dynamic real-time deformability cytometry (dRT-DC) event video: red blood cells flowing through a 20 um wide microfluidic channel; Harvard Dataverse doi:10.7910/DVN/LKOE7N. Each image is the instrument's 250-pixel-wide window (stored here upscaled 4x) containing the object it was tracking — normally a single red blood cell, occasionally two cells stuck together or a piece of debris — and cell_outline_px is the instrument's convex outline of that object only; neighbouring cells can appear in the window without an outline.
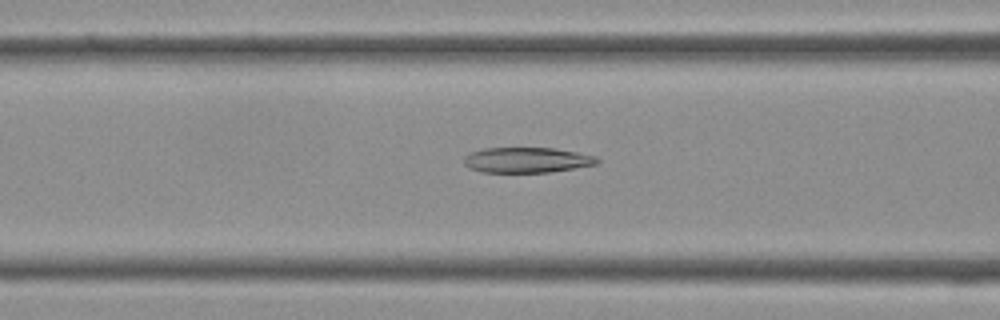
{"species": "Egyptian fruit bat (a non-hibernating species)", "species_latin": "Rousettus aegyptiacus", "temperature_condition": "cold", "stored_images_in_passage": 39, "camera_frame_rate_fps": 3000, "um_per_image_px": 0.085, "frame": {"image": 1, "passage_image": 15, "time_ms": 4.667, "image_size_px": [1000, 320], "cell_outline_px": [[600, 160], [596, 164], [548, 172], [484, 172], [468, 168], [464, 164], [464, 156], [472, 152], [484, 148], [556, 148], [596, 156]], "centroid_in_image_um": [44.76, 13.59], "position_along_channel_um": 121.8, "area_um2": 19.54}}
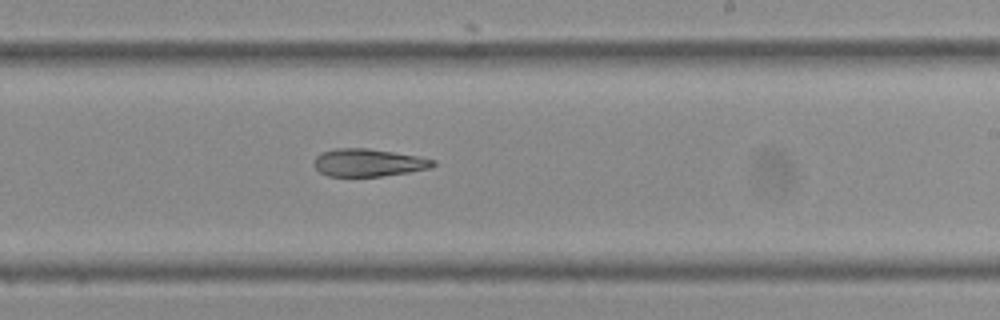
{"frame": {"image": 2, "passage_image": 23, "time_ms": 7.333, "image_size_px": [1000, 320], "cell_outline_px": [[436, 164], [432, 168], [408, 172], [380, 176], [328, 176], [320, 172], [312, 164], [316, 156], [320, 152], [336, 148], [368, 148], [420, 156], [436, 160]], "centroid_in_image_um": [31.32, 13.81], "position_along_channel_um": 257.7, "area_um2": 19.36}}
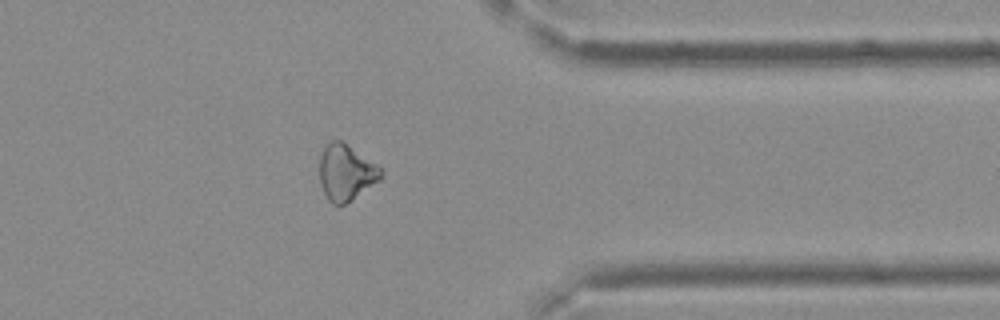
{"frame": {"image": 3, "passage_image": 31, "time_ms": 10.0, "image_size_px": [1000, 320], "cell_outline_px": [[384, 172], [380, 180], [352, 200], [344, 204], [332, 204], [328, 200], [320, 184], [320, 156], [324, 148], [332, 140], [340, 140], [376, 164]], "centroid_in_image_um": [29.41, 14.68], "position_along_channel_um": 382.0, "area_um2": 19.77}}